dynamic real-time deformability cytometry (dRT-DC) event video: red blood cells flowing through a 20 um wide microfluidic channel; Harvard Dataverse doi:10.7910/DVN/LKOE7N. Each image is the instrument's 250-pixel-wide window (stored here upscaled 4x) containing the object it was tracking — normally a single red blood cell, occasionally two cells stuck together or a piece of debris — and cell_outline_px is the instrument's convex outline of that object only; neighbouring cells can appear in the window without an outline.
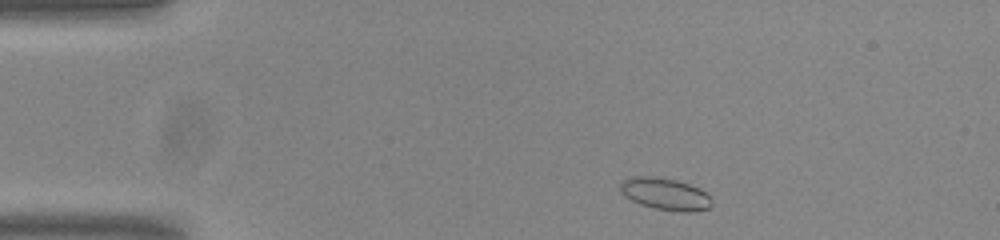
{"species": "common noctule bat (a hibernating species)", "species_latin": "Nyctalus noctula", "temperature_condition": "room temperature", "stored_images_in_passage": 46, "camera_frame_rate_fps": 3000, "um_per_image_px": 0.085, "animal": {"sex": "male", "body_mass_g": 20.0, "forearm_length_mm": 53.3}, "frame": {"image": 1, "passage_image": 2, "time_ms": 0.333, "image_size_px": [1000, 240], "cell_outline_px": [[712, 204], [708, 208], [696, 212], [684, 212], [656, 208], [640, 204], [624, 196], [620, 192], [620, 180], [632, 176], [652, 176], [676, 180], [700, 188], [712, 200]], "centroid_in_image_um": [56.51, 16.48], "position_along_channel_um": 28.5, "area_um2": 17.11}}
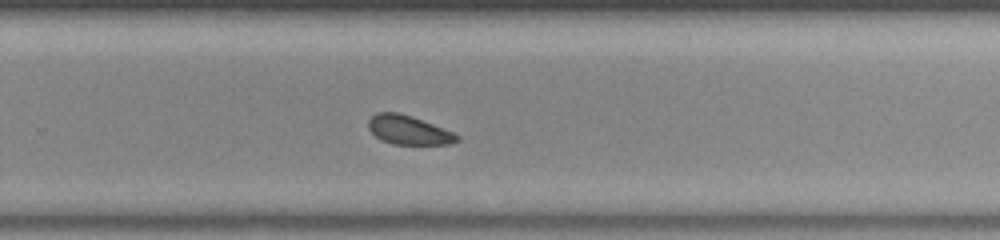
{"frame": {"image": 2, "passage_image": 28, "time_ms": 9.0, "image_size_px": [1000, 240], "cell_outline_px": [[460, 140], [448, 144], [392, 144], [376, 136], [368, 128], [368, 120], [376, 112], [400, 112], [412, 116], [452, 132], [460, 136]], "centroid_in_image_um": [34.71, 11.04], "position_along_channel_um": 295.1, "area_um2": 14.8}}
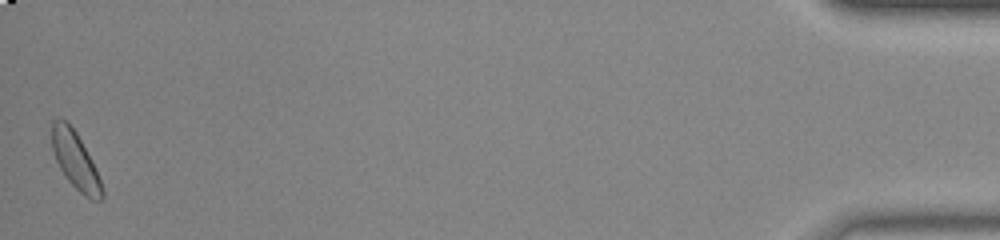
{"frame": {"image": 3, "passage_image": 46, "time_ms": 15.0, "image_size_px": [1000, 240], "cell_outline_px": [[104, 196], [100, 200], [92, 200], [84, 196], [64, 176], [56, 160], [52, 148], [52, 120], [64, 120], [76, 132], [104, 188]], "centroid_in_image_um": [6.4, 13.69], "position_along_channel_um": 428.8, "area_um2": 16.07}}